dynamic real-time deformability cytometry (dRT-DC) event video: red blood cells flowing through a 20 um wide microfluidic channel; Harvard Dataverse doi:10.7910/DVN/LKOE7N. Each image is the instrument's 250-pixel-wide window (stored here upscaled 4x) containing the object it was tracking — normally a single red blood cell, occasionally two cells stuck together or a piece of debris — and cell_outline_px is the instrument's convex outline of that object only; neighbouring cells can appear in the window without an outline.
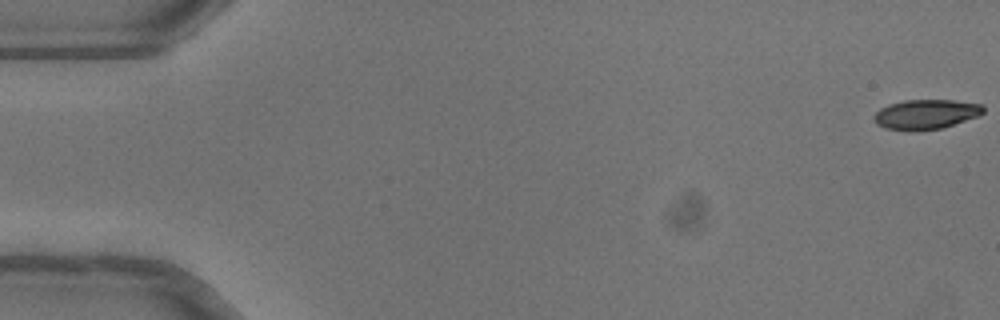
{"species": "common noctule bat (a hibernating species)", "species_latin": "Nyctalus noctula", "temperature_condition": "warm", "stored_images_in_passage": 52, "camera_frame_rate_fps": 3000, "um_per_image_px": 0.085, "animal": {"sex": "female"}, "frame": {"image": 1, "passage_image": 1, "time_ms": 0.0, "image_size_px": [1000, 320], "cell_outline_px": [[984, 112], [976, 116], [940, 128], [884, 128], [876, 124], [872, 116], [880, 108], [888, 104], [904, 100], [956, 100], [984, 104]], "centroid_in_image_um": [78.7, 9.65], "position_along_channel_um": 6.3, "area_um2": 18.26}}
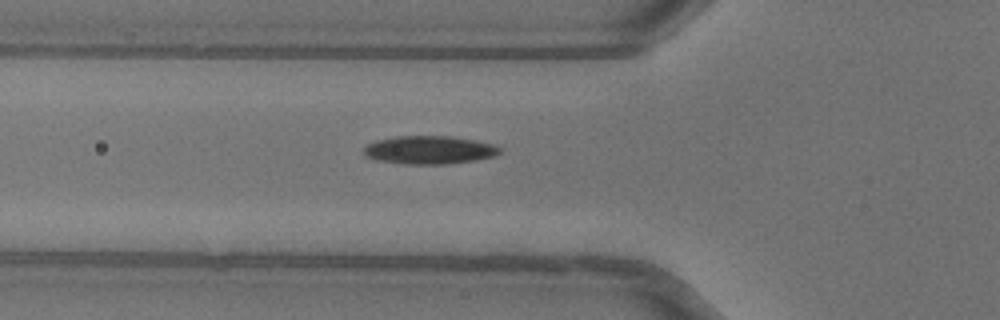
{"frame": {"image": 2, "passage_image": 19, "time_ms": 6.0, "image_size_px": [1000, 320], "cell_outline_px": [[500, 152], [492, 156], [476, 160], [448, 164], [408, 164], [376, 160], [364, 156], [364, 148], [368, 144], [376, 140], [396, 136], [452, 136], [476, 140], [492, 144], [500, 148]], "centroid_in_image_um": [36.47, 12.74], "position_along_channel_um": 89.3, "area_um2": 22.31}}
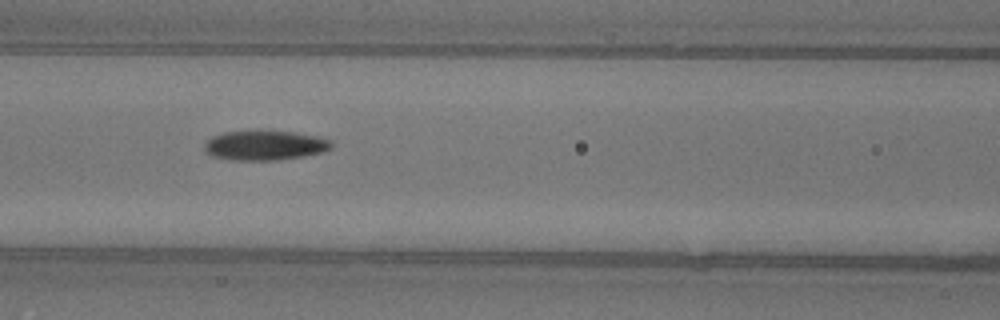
{"frame": {"image": 3, "passage_image": 23, "time_ms": 7.333, "image_size_px": [1000, 320], "cell_outline_px": [[332, 148], [324, 152], [304, 156], [276, 160], [236, 160], [212, 156], [204, 148], [204, 144], [212, 136], [224, 132], [292, 132], [320, 136], [332, 140]], "centroid_in_image_um": [22.57, 12.37], "position_along_channel_um": 144.0, "area_um2": 21.68}, "authors_computed_cell_mechanics": {"area_um2": 20.6924, "velocity_mm_per_s": 4.0481, "shape_relaxation_time_tau1_ms": 6.4965, "shape_relaxation_time_tau2_ms": 9.266, "deformation_change_tau1": 0.2108, "deformation_change_tau2": 0.1778}}